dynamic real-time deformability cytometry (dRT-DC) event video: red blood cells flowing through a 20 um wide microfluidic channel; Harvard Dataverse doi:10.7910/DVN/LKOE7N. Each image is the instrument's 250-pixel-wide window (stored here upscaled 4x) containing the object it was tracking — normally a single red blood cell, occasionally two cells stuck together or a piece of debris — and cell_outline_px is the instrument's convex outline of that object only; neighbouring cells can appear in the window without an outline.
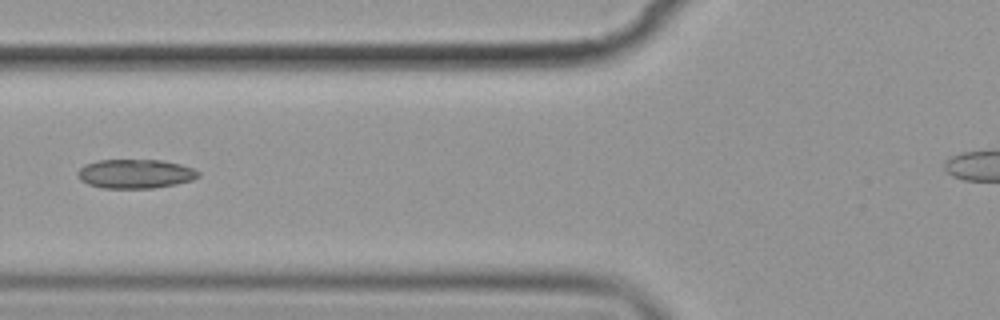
{"species": "common noctule bat (a hibernating species)", "species_latin": "Nyctalus noctula", "temperature_condition": "cold", "stored_images_in_passage": 5, "camera_frame_rate_fps": 3000, "um_per_image_px": 0.085, "animal": {"sex": "female", "body_mass_g": 19.9}, "frame": {"image": 1, "passage_image": 5, "time_ms": 4.667, "image_size_px": [1000, 320], "cell_outline_px": [[200, 176], [192, 180], [176, 184], [152, 188], [104, 188], [88, 184], [80, 180], [76, 172], [84, 164], [100, 160], [160, 160], [180, 164], [192, 168], [200, 172]], "centroid_in_image_um": [11.49, 14.77], "position_along_channel_um": 114.3, "area_um2": 20.46}}